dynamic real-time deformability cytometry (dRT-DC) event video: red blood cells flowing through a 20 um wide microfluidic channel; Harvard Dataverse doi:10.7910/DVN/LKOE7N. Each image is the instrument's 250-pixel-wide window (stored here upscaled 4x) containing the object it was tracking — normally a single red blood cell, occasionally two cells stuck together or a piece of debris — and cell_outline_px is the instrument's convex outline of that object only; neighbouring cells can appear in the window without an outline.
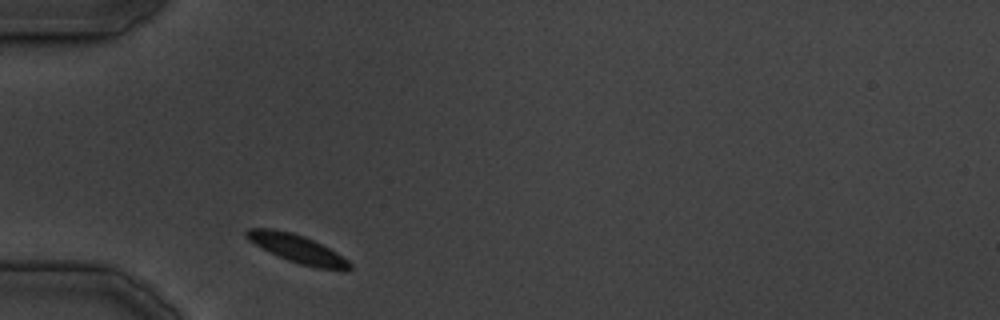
{"species": "common noctule bat (a hibernating species)", "species_latin": "Nyctalus noctula", "temperature_condition": "cold", "stored_images_in_passage": 22, "camera_frame_rate_fps": 3000, "um_per_image_px": 0.085, "animal": {"sex": "male", "body_mass_g": 19.5, "forearm_length_mm": 54.6}, "frame": {"image": 1, "passage_image": 1, "time_ms": 0.0, "image_size_px": [1000, 320], "cell_outline_px": [[352, 268], [344, 272], [316, 268], [300, 264], [288, 260], [248, 240], [244, 236], [244, 232], [248, 228], [276, 228], [292, 232], [304, 236], [336, 252], [348, 260], [352, 264]], "centroid_in_image_um": [25.32, 21.15], "position_along_channel_um": 59.7, "area_um2": 16.99}}
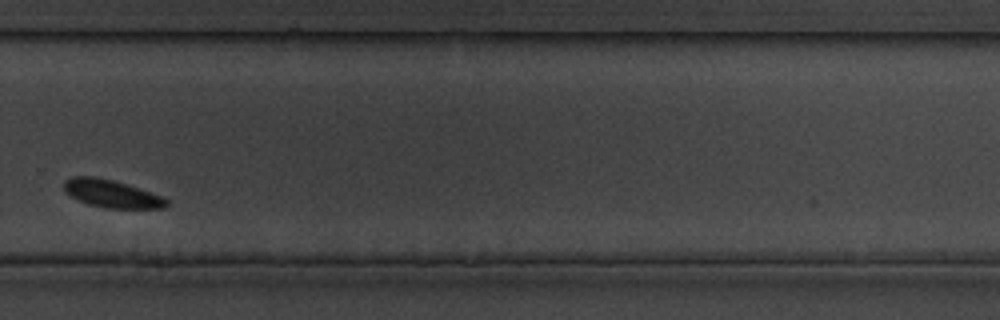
{"frame": {"image": 2, "passage_image": 16, "time_ms": 20.0, "image_size_px": [1000, 320], "cell_outline_px": [[168, 204], [164, 208], [104, 208], [88, 204], [76, 200], [64, 192], [64, 180], [72, 176], [96, 176], [112, 180], [140, 188], [160, 196], [168, 200]], "centroid_in_image_um": [9.43, 16.46], "position_along_channel_um": 320.4, "area_um2": 16.65}}
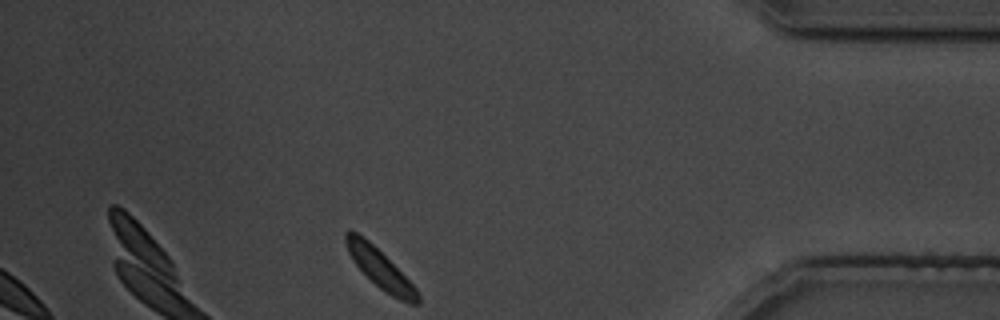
{"frame": {"image": 3, "passage_image": 22, "time_ms": 28.667, "image_size_px": [1000, 320], "cell_outline_px": [[420, 304], [408, 304], [384, 292], [352, 260], [348, 252], [344, 240], [344, 232], [348, 228], [352, 228], [364, 236], [416, 288], [420, 296]], "centroid_in_image_um": [32.27, 22.8], "position_along_channel_um": 402.9, "area_um2": 16.13}}